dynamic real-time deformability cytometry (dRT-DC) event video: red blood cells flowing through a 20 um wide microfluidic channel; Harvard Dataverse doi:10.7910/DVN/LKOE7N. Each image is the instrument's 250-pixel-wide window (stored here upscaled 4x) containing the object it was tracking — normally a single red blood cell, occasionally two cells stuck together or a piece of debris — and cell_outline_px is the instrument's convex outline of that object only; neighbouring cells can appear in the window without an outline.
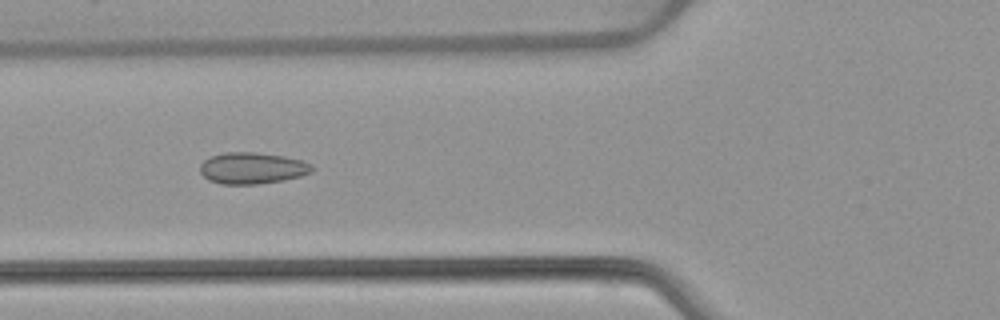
{"species": "common noctule bat (a hibernating species)", "species_latin": "Nyctalus noctula", "temperature_condition": "warm", "stored_images_in_passage": 6, "camera_frame_rate_fps": 3000, "um_per_image_px": 0.085, "animal": {"sex": "female", "body_mass_g": 22.7, "forearm_length_mm": 54.2}, "frame": {"image": 1, "passage_image": 5, "time_ms": 1.333, "image_size_px": [1000, 320], "cell_outline_px": [[316, 168], [312, 172], [300, 176], [284, 180], [256, 184], [220, 184], [208, 180], [200, 172], [200, 164], [204, 160], [212, 156], [224, 152], [256, 152], [284, 156], [300, 160], [312, 164]], "centroid_in_image_um": [21.45, 14.29], "position_along_channel_um": 104.4, "area_um2": 20.63}}
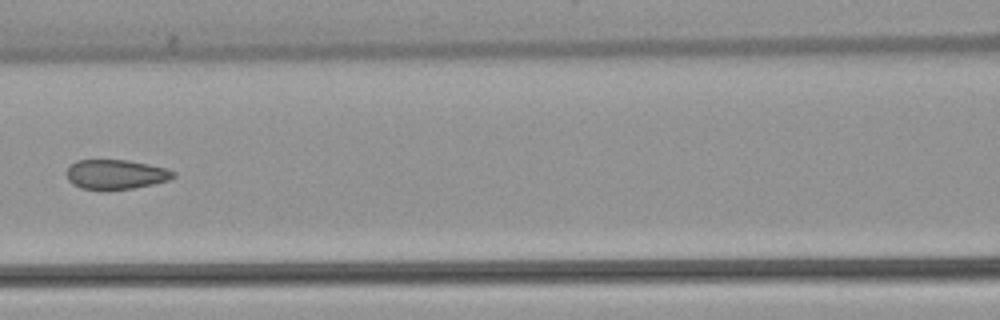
{"frame": {"image": 2, "passage_image": 6, "time_ms": 1.667, "image_size_px": [1000, 320], "cell_outline_px": [[176, 176], [168, 180], [152, 184], [132, 188], [108, 192], [80, 188], [72, 184], [68, 180], [68, 168], [76, 160], [128, 160], [168, 168], [176, 172]], "centroid_in_image_um": [9.85, 14.85], "position_along_channel_um": 156.7, "area_um2": 18.79}}